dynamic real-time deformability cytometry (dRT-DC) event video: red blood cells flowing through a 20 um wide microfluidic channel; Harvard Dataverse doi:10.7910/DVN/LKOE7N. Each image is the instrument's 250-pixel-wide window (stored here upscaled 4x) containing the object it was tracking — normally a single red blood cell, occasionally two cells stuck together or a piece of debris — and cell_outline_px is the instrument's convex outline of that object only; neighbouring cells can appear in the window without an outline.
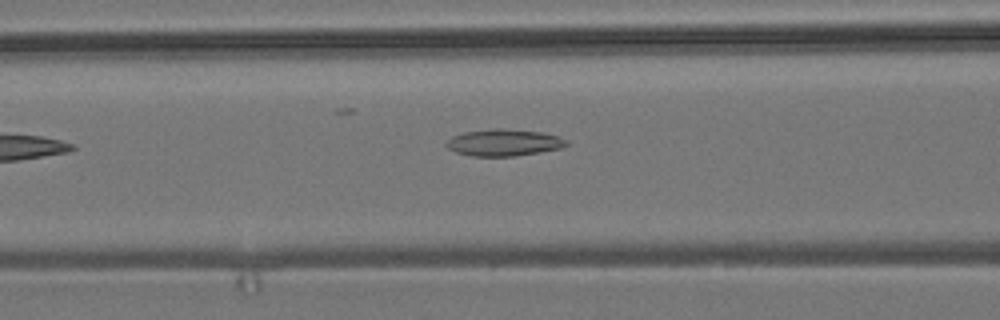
{"species": "common noctule bat (a hibernating species)", "species_latin": "Nyctalus noctula", "temperature_condition": "room temperature", "stored_images_in_passage": 6, "camera_frame_rate_fps": 3000, "um_per_image_px": 0.085, "animal": {"sex": "male", "body_mass_g": 19.2, "forearm_length_mm": 51.8}, "frame": {"image": 1, "passage_image": 5, "time_ms": 1.333, "image_size_px": [1000, 320], "cell_outline_px": [[568, 144], [564, 148], [516, 156], [472, 156], [456, 152], [448, 148], [444, 144], [452, 136], [464, 132], [492, 128], [504, 128], [544, 132], [560, 136], [568, 140]], "centroid_in_image_um": [42.87, 12.11], "position_along_channel_um": 123.7, "area_um2": 19.07}}